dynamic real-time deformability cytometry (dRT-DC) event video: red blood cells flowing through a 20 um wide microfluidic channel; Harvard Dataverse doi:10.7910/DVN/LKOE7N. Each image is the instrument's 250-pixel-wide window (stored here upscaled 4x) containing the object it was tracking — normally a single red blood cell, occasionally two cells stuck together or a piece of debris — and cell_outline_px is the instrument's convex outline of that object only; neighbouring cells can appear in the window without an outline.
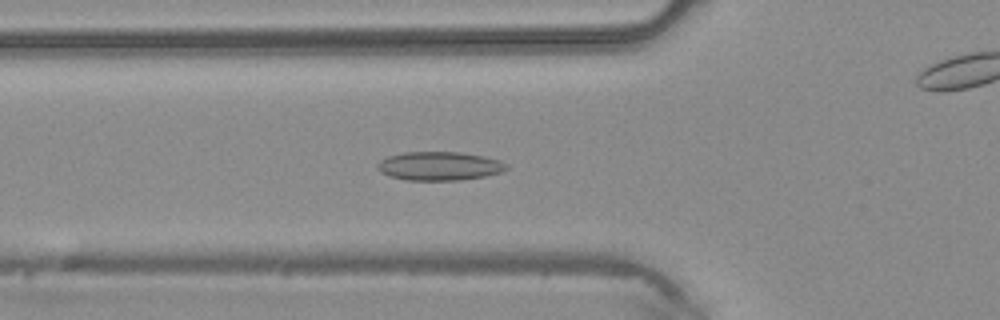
{"species": "common noctule bat (a hibernating species)", "species_latin": "Nyctalus noctula", "temperature_condition": "warm", "stored_images_in_passage": 45, "camera_frame_rate_fps": 3000, "um_per_image_px": 0.085, "animal": {"sex": "male", "body_mass_g": 20.4}, "frame": {"image": 1, "passage_image": 15, "time_ms": 4.667, "image_size_px": [1000, 320], "cell_outline_px": [[508, 168], [500, 172], [484, 176], [460, 180], [404, 180], [388, 176], [380, 172], [376, 168], [376, 164], [380, 160], [388, 156], [404, 152], [460, 152], [484, 156], [500, 160], [508, 164]], "centroid_in_image_um": [37.31, 14.11], "position_along_channel_um": 88.5, "area_um2": 21.73}}
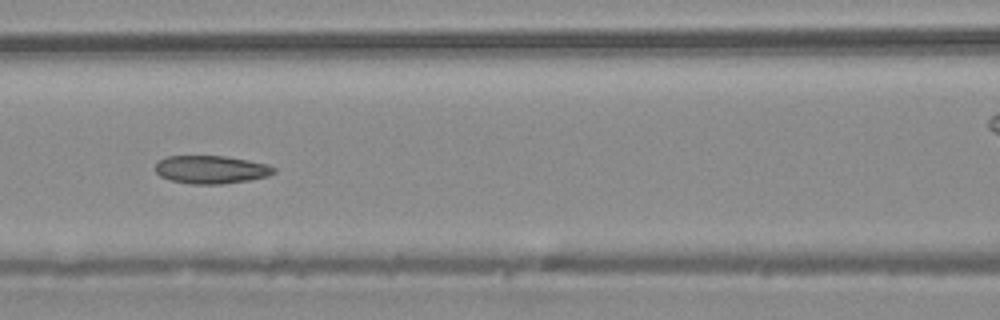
{"frame": {"image": 2, "passage_image": 19, "time_ms": 6.0, "image_size_px": [1000, 320], "cell_outline_px": [[276, 172], [268, 176], [248, 180], [220, 184], [192, 184], [168, 180], [160, 176], [156, 172], [156, 164], [160, 160], [168, 156], [224, 156], [248, 160], [268, 164], [276, 168]], "centroid_in_image_um": [17.96, 14.41], "position_along_channel_um": 148.6, "area_um2": 19.36}}
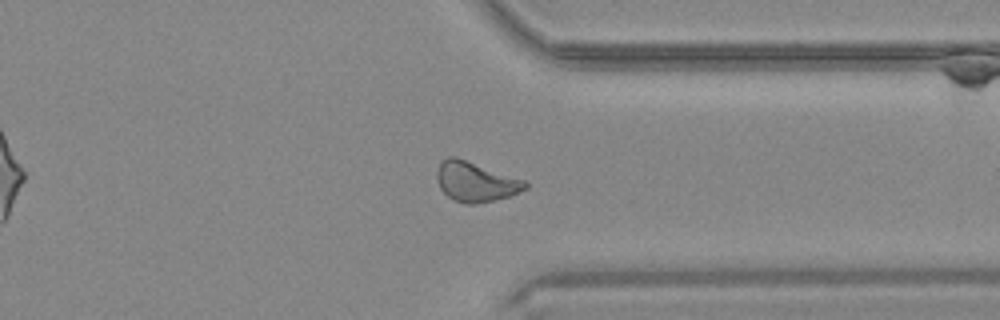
{"frame": {"image": 3, "passage_image": 34, "time_ms": 11.0, "image_size_px": [1000, 320], "cell_outline_px": [[528, 188], [520, 192], [508, 196], [476, 204], [468, 204], [456, 200], [448, 196], [440, 188], [436, 180], [436, 172], [440, 160], [448, 156], [456, 156], [524, 180], [528, 184]], "centroid_in_image_um": [40.39, 15.42], "position_along_channel_um": 371.0, "area_um2": 20.46}}